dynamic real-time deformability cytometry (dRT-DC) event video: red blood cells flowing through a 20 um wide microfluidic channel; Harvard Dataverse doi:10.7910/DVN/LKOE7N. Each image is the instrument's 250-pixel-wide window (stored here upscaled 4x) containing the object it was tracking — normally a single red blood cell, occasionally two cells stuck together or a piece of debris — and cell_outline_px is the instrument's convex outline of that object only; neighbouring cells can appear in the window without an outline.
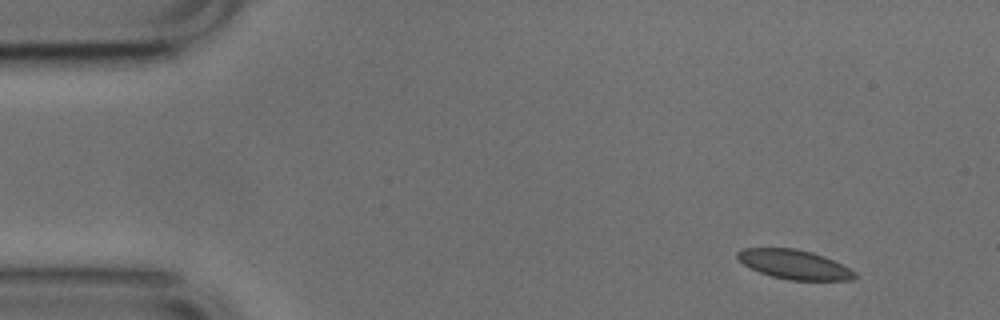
{"species": "common noctule bat (a hibernating species)", "species_latin": "Nyctalus noctula", "temperature_condition": "cold", "stored_images_in_passage": 5, "camera_frame_rate_fps": 3000, "um_per_image_px": 0.085, "animal": {"sex": "male", "body_mass_g": 17.9, "forearm_length_mm": 54.2}, "frame": {"image": 1, "passage_image": 1, "time_ms": 0.0, "image_size_px": [1000, 320], "cell_outline_px": [[860, 276], [852, 280], [788, 280], [772, 276], [760, 272], [744, 264], [736, 256], [736, 252], [740, 248], [796, 248], [812, 252], [824, 256], [856, 272]], "centroid_in_image_um": [67.52, 22.47], "position_along_channel_um": 17.5, "area_um2": 20.0}}